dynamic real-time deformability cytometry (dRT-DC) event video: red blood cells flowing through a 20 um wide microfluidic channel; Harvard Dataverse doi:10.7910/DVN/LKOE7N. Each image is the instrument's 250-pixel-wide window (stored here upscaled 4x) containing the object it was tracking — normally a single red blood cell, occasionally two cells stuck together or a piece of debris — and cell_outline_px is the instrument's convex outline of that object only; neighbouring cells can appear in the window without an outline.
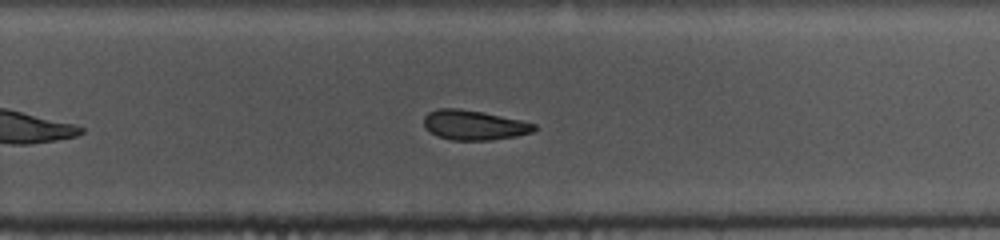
{"species": "common noctule bat (a hibernating species)", "species_latin": "Nyctalus noctula", "temperature_condition": "cold", "stored_images_in_passage": 29, "camera_frame_rate_fps": 3000, "um_per_image_px": 0.085, "animal": {"sex": "female", "body_mass_g": 10.0, "forearm_length_mm": 53.1}, "frame": {"image": 1, "passage_image": 25, "time_ms": 8.0, "image_size_px": [1000, 240], "cell_outline_px": [[536, 128], [532, 132], [516, 136], [492, 140], [452, 140], [436, 136], [428, 132], [424, 128], [424, 116], [428, 112], [440, 108], [460, 108], [484, 112], [520, 120], [536, 124]], "centroid_in_image_um": [40.24, 10.63], "position_along_channel_um": 289.6, "area_um2": 19.31}}